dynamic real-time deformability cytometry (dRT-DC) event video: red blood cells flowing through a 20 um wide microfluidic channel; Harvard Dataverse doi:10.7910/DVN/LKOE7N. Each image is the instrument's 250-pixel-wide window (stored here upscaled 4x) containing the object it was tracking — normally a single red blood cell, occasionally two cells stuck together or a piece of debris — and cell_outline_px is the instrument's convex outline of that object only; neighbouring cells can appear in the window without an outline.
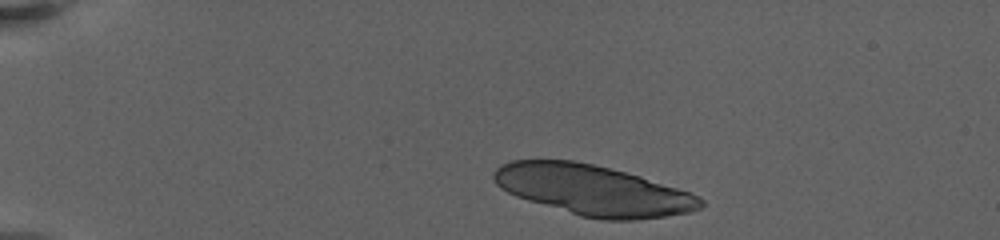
{"species": "human", "species_latin": "Homo sapiens", "temperature_condition": "warm", "stored_images_in_passage": 14, "camera_frame_rate_fps": 3000, "um_per_image_px": 0.085, "donor": {"sex": "female"}, "frame": {"image": 1, "passage_image": 1, "time_ms": 0.0, "image_size_px": [1000, 240], "cell_outline_px": [[704, 204], [700, 208], [692, 212], [636, 220], [600, 220], [580, 216], [528, 200], [516, 196], [500, 188], [496, 184], [492, 176], [492, 172], [500, 164], [512, 160], [572, 160], [592, 164], [640, 176], [700, 196], [704, 200]], "centroid_in_image_um": [50.38, 16.17], "position_along_channel_um": 34.6, "area_um2": 60.46}}
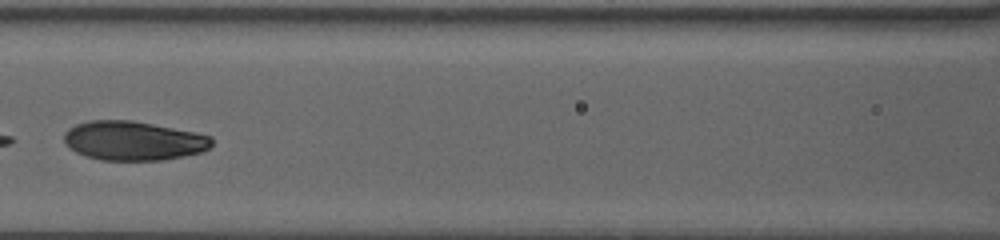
{"frame": {"image": 2, "passage_image": 9, "time_ms": 6.333, "image_size_px": [1000, 240], "cell_outline_px": [[212, 144], [208, 148], [200, 152], [184, 156], [164, 160], [100, 160], [76, 152], [68, 148], [64, 144], [64, 132], [68, 128], [76, 124], [88, 120], [132, 120], [212, 136]], "centroid_in_image_um": [11.28, 11.96], "position_along_channel_um": 155.3, "area_um2": 33.7}}
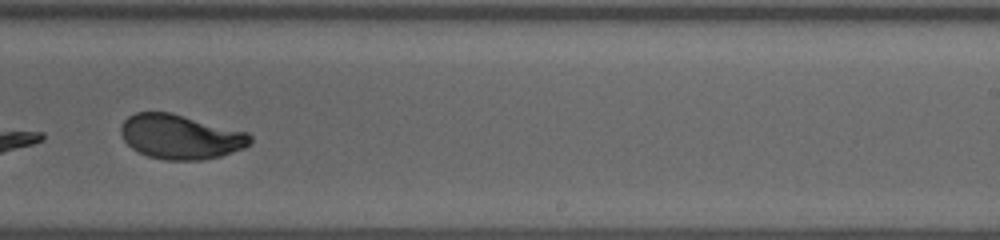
{"frame": {"image": 3, "passage_image": 13, "time_ms": 10.0, "image_size_px": [1000, 240], "cell_outline_px": [[252, 140], [244, 148], [220, 156], [200, 160], [164, 160], [148, 156], [132, 148], [124, 140], [120, 132], [120, 128], [124, 120], [128, 116], [136, 112], [172, 112], [248, 132], [252, 136]], "centroid_in_image_um": [15.34, 11.61], "position_along_channel_um": 273.7, "area_um2": 33.64}}